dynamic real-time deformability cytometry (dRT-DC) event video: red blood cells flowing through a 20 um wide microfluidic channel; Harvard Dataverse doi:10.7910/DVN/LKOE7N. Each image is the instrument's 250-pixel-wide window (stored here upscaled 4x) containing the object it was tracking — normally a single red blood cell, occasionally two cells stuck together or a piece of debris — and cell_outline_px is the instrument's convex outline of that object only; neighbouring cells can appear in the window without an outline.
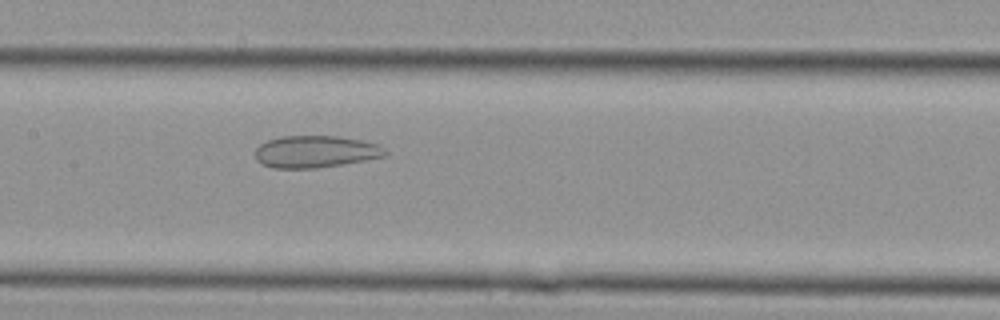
{"species": "Egyptian fruit bat (a non-hibernating species)", "species_latin": "Rousettus aegyptiacus", "temperature_condition": "cold", "stored_images_in_passage": 10, "camera_frame_rate_fps": 3000, "um_per_image_px": 0.085, "animal": {"sex": "female"}, "frame": {"image": 1, "passage_image": 10, "time_ms": 3.0, "image_size_px": [1000, 320], "cell_outline_px": [[388, 156], [344, 164], [316, 168], [272, 168], [256, 160], [256, 148], [260, 144], [268, 140], [280, 136], [336, 136], [360, 140], [380, 144], [388, 152]], "centroid_in_image_um": [26.86, 12.89], "position_along_channel_um": 180.5, "area_um2": 24.39}}